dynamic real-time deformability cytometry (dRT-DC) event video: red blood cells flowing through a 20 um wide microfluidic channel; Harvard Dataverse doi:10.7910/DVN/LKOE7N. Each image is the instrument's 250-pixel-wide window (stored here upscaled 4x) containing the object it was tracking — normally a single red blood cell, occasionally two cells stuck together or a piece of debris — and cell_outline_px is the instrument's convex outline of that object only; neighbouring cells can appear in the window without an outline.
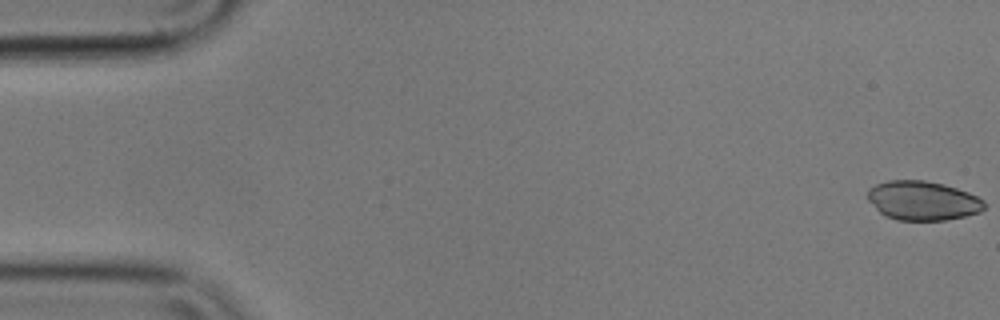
{"species": "common noctule bat (a hibernating species)", "species_latin": "Nyctalus noctula", "temperature_condition": "cold", "stored_images_in_passage": 56, "camera_frame_rate_fps": 3000, "um_per_image_px": 0.085, "animal": {"sex": "male", "body_mass_g": 17.9}, "frame": {"image": 1, "passage_image": 1, "time_ms": 0.0, "image_size_px": [1000, 320], "cell_outline_px": [[984, 208], [980, 212], [964, 216], [944, 220], [896, 220], [884, 216], [868, 200], [868, 188], [876, 184], [888, 180], [924, 180], [944, 184], [968, 192], [984, 200]], "centroid_in_image_um": [78.41, 17.05], "position_along_channel_um": 6.6, "area_um2": 26.65}}
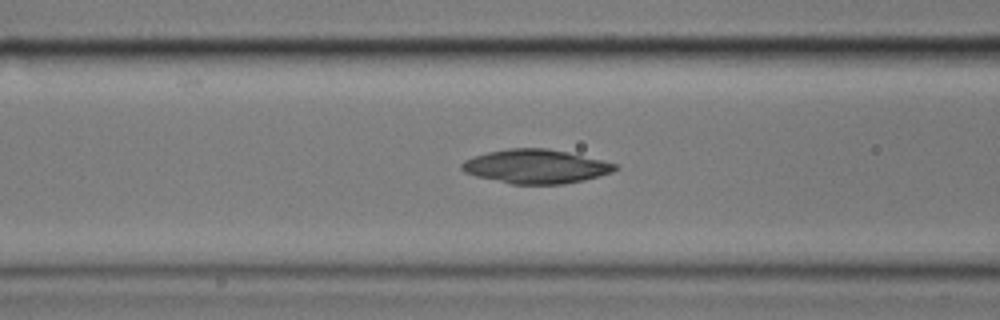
{"frame": {"image": 2, "passage_image": 22, "time_ms": 7.0, "image_size_px": [1000, 320], "cell_outline_px": [[620, 168], [612, 172], [600, 176], [584, 180], [564, 184], [512, 184], [476, 176], [464, 172], [460, 168], [460, 164], [464, 160], [472, 156], [488, 152], [508, 148], [548, 148], [568, 152], [620, 164]], "centroid_in_image_um": [45.57, 14.14], "position_along_channel_um": 121.0, "area_um2": 30.63}}
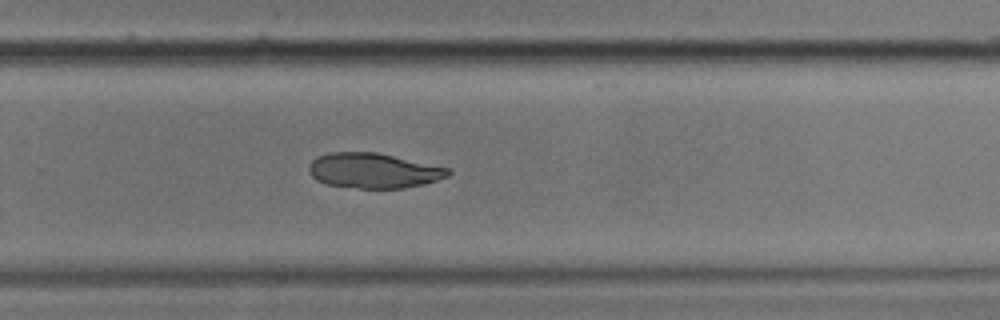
{"frame": {"image": 3, "passage_image": 37, "time_ms": 12.0, "image_size_px": [1000, 320], "cell_outline_px": [[452, 172], [448, 176], [424, 184], [404, 188], [360, 188], [328, 184], [316, 180], [308, 172], [308, 168], [312, 160], [316, 156], [328, 152], [376, 152], [452, 168]], "centroid_in_image_um": [31.76, 14.49], "position_along_channel_um": 298.0, "area_um2": 28.61}, "authors_computed_cell_mechanics": {"area_um2": 29.8537, "velocity_mm_per_s": 3.5441, "shape_relaxation_time_tau1_ms": null, "shape_relaxation_time_tau2_ms": 6.8432, "deformation_change_tau1": null, "deformation_change_tau2": 0.1055}}